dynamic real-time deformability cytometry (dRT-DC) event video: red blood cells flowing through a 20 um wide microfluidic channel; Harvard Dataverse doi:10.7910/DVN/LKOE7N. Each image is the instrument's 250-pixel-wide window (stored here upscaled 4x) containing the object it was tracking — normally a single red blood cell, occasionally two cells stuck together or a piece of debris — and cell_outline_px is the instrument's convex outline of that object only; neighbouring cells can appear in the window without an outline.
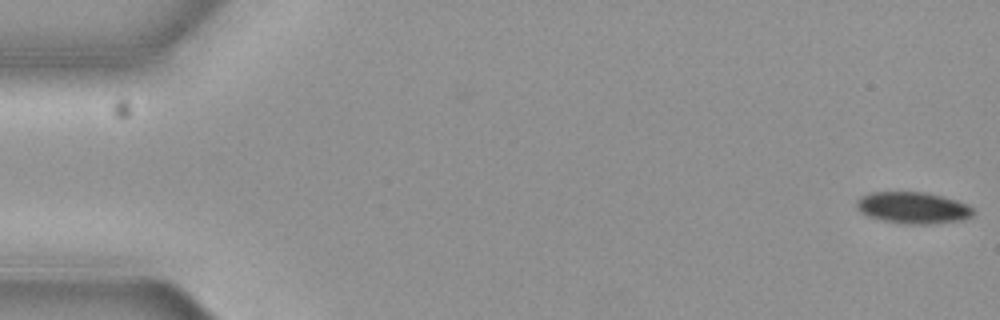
{"species": "common noctule bat (a hibernating species)", "species_latin": "Nyctalus noctula", "temperature_condition": "cold", "stored_images_in_passage": 6, "camera_frame_rate_fps": 3000, "um_per_image_px": 0.085, "animal": {"sex": "female", "body_mass_g": 19.3, "forearm_length_mm": 54.1}, "frame": {"image": 1, "passage_image": 1, "time_ms": 0.0, "image_size_px": [1000, 320], "cell_outline_px": [[972, 216], [960, 220], [932, 224], [900, 224], [880, 220], [868, 216], [860, 212], [856, 208], [856, 200], [860, 196], [868, 192], [928, 192], [944, 196], [956, 200], [972, 208]], "centroid_in_image_um": [77.53, 17.66], "position_along_channel_um": 7.5, "area_um2": 21.68}}
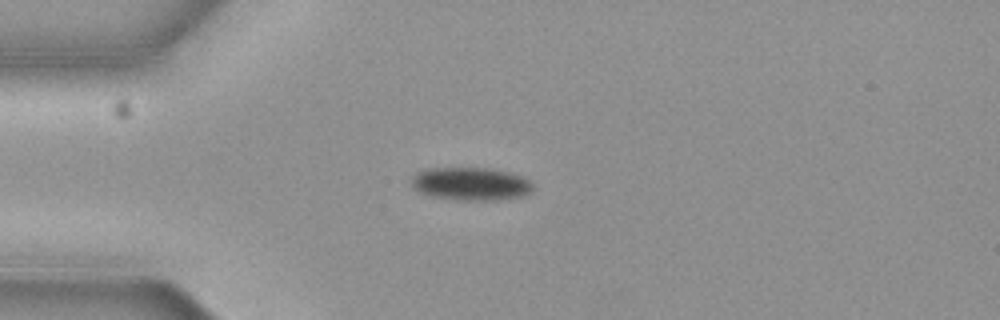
{"frame": {"image": 2, "passage_image": 5, "time_ms": 1.333, "image_size_px": [1000, 320], "cell_outline_px": [[532, 192], [524, 196], [496, 200], [460, 200], [432, 196], [420, 192], [412, 188], [412, 176], [416, 172], [428, 168], [488, 168], [508, 172], [524, 176], [532, 184]], "centroid_in_image_um": [40.02, 15.62], "position_along_channel_um": 45.0, "area_um2": 23.47}}